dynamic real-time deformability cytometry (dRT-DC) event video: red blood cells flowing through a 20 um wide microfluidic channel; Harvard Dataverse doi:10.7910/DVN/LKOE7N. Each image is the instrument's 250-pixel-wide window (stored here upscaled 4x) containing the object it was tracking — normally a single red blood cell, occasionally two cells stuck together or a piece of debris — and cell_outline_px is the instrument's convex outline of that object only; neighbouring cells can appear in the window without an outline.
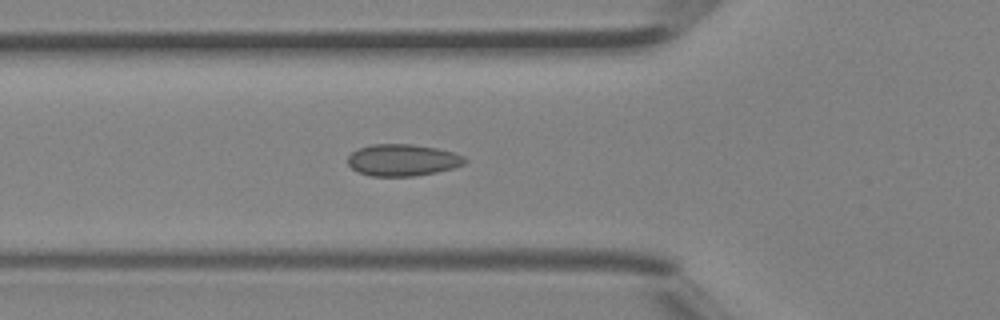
{"species": "Egyptian fruit bat (a non-hibernating species)", "species_latin": "Rousettus aegyptiacus", "temperature_condition": "room temperature", "stored_images_in_passage": 30, "segment_of_instrument_passage": [1, 2], "camera_frame_rate_fps": 3000, "um_per_image_px": 0.085, "animal": {"sex": "female"}, "frame": {"image": 1, "passage_image": 2, "time_ms": 0.333, "image_size_px": [1000, 320], "cell_outline_px": [[468, 160], [464, 164], [452, 168], [412, 176], [372, 176], [356, 172], [348, 164], [348, 156], [352, 152], [360, 148], [372, 144], [412, 144], [436, 148], [452, 152], [464, 156]], "centroid_in_image_um": [34.19, 13.6], "position_along_channel_um": 91.6, "area_um2": 21.5}}
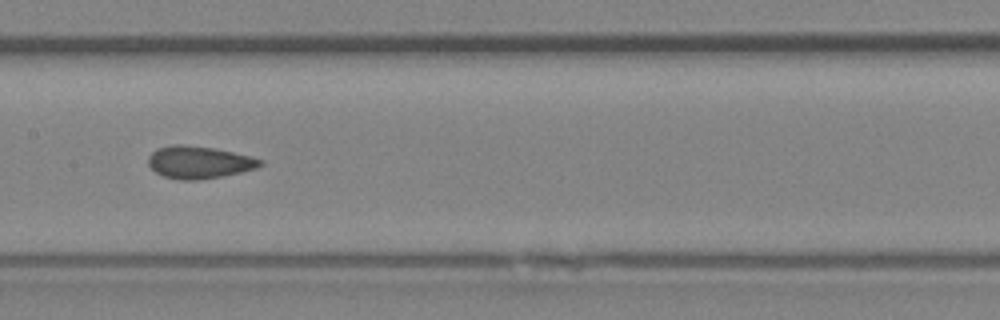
{"frame": {"image": 2, "passage_image": 8, "time_ms": 2.333, "image_size_px": [1000, 320], "cell_outline_px": [[264, 164], [256, 168], [240, 172], [220, 176], [196, 180], [180, 180], [164, 176], [156, 172], [148, 164], [148, 156], [156, 148], [172, 144], [180, 144], [212, 148], [232, 152], [264, 160]], "centroid_in_image_um": [16.89, 13.79], "position_along_channel_um": 190.5, "area_um2": 20.92}}
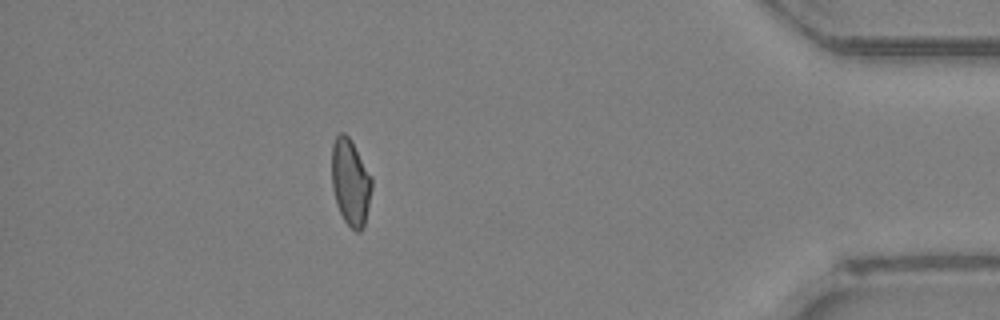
{"frame": {"image": 3, "passage_image": 24, "time_ms": 7.667, "image_size_px": [1000, 320], "cell_outline_px": [[372, 188], [364, 228], [360, 232], [356, 232], [344, 220], [336, 204], [332, 188], [332, 144], [336, 136], [340, 132], [344, 132], [348, 136], [372, 176]], "centroid_in_image_um": [29.79, 15.51], "position_along_channel_um": 405.4, "area_um2": 20.23}}